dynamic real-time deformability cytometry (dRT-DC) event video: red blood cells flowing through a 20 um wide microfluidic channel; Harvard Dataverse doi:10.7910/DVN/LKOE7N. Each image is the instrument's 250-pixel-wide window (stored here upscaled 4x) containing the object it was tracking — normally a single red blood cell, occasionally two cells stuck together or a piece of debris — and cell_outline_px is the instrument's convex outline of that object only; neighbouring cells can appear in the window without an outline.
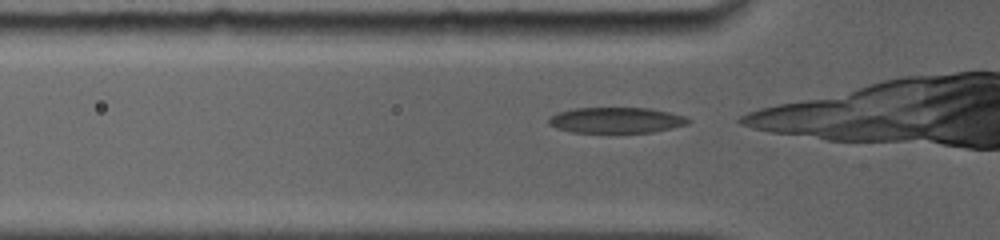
{"species": "common noctule bat (a hibernating species)", "species_latin": "Nyctalus noctula", "temperature_condition": "room temperature", "stored_images_in_passage": 39, "camera_frame_rate_fps": 5000, "um_per_image_px": 0.085, "animal": {"sex": "female", "body_mass_g": 19.0, "forearm_length_mm": 56.7}, "frame": {"image": 1, "passage_image": 2, "time_ms": 0.2, "image_size_px": [1000, 240], "cell_outline_px": [[692, 120], [688, 124], [672, 128], [652, 132], [572, 132], [556, 128], [548, 124], [548, 116], [572, 108], [652, 108], [684, 116]], "centroid_in_image_um": [52.36, 10.21], "position_along_channel_um": 73.4, "area_um2": 20.92}}
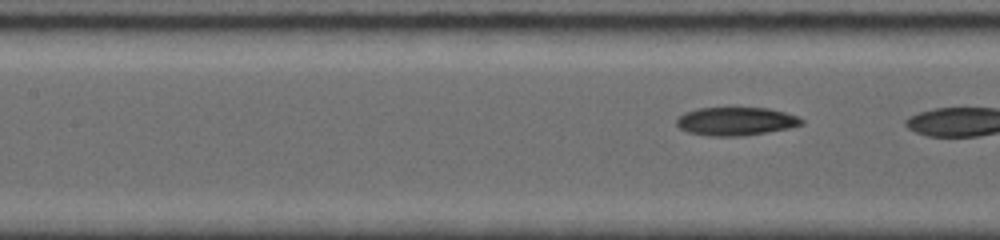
{"frame": {"image": 2, "passage_image": 9, "time_ms": 2.0, "image_size_px": [1000, 240], "cell_outline_px": [[804, 124], [792, 128], [744, 136], [712, 136], [688, 132], [680, 128], [676, 124], [676, 120], [684, 112], [700, 108], [736, 104], [768, 108], [800, 116], [804, 120]], "centroid_in_image_um": [62.6, 10.26], "position_along_channel_um": 144.8, "area_um2": 21.73}}
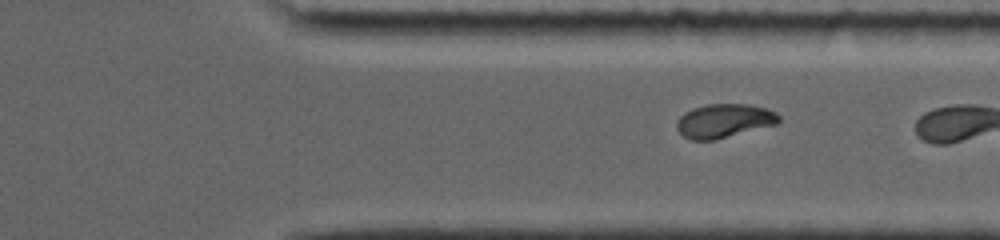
{"frame": {"image": 3, "passage_image": 32, "time_ms": 7.2, "image_size_px": [1000, 240], "cell_outline_px": [[780, 120], [776, 124], [716, 140], [692, 140], [684, 136], [676, 128], [676, 124], [680, 116], [684, 112], [692, 108], [708, 104], [748, 104], [768, 108], [776, 112], [780, 116]], "centroid_in_image_um": [61.55, 10.26], "position_along_channel_um": 349.8, "area_um2": 20.23}}